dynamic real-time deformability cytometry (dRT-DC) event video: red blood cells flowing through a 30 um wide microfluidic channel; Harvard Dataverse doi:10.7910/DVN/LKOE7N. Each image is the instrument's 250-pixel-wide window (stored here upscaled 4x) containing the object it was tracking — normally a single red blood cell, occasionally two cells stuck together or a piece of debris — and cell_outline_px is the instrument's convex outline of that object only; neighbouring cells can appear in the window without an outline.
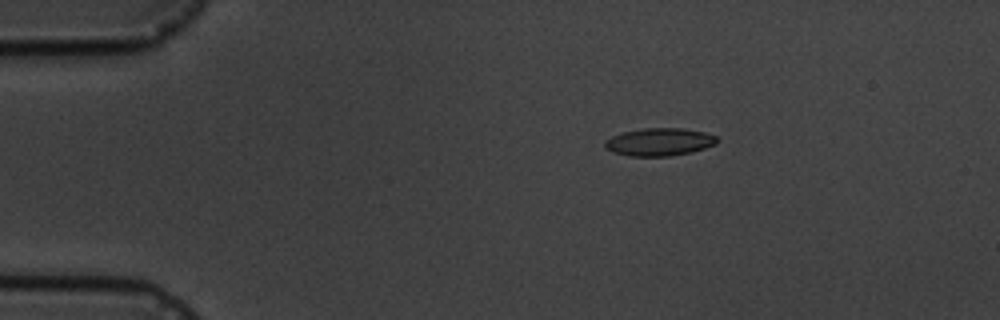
{"species": "common noctule bat (a hibernating species)", "species_latin": "Nyctalus noctula", "temperature_condition": "cold", "stored_images_in_passage": 6, "camera_frame_rate_fps": 3000, "um_per_image_px": 0.085, "animal": {"sex": "male", "body_mass_g": 19.5, "forearm_length_mm": 54.6}, "frame": {"image": 1, "passage_image": 3, "time_ms": 3.333, "image_size_px": [1000, 320], "cell_outline_px": [[720, 140], [716, 144], [692, 152], [668, 156], [628, 156], [612, 152], [604, 148], [604, 140], [612, 136], [624, 132], [644, 128], [680, 128], [704, 132], [716, 136]], "centroid_in_image_um": [56.03, 12.07], "position_along_channel_um": 29.0, "area_um2": 18.21}}
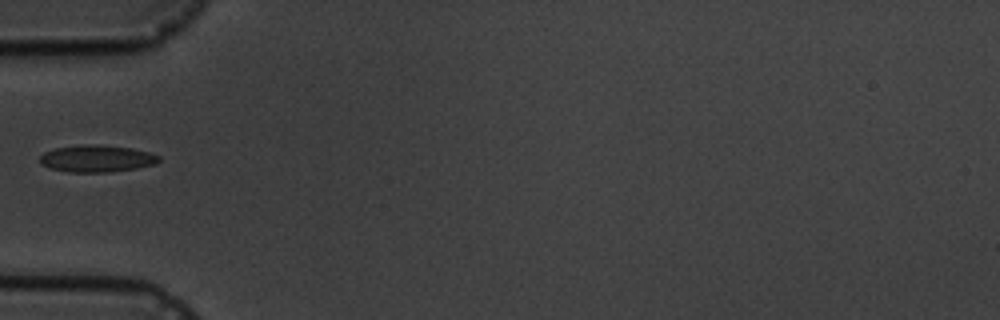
{"frame": {"image": 2, "passage_image": 5, "time_ms": 6.333, "image_size_px": [1000, 320], "cell_outline_px": [[160, 160], [156, 164], [136, 168], [108, 172], [68, 172], [52, 168], [40, 164], [40, 156], [44, 152], [56, 148], [84, 144], [100, 144], [132, 148], [148, 152], [160, 156]], "centroid_in_image_um": [8.24, 13.47], "position_along_channel_um": 76.8, "area_um2": 18.73}}
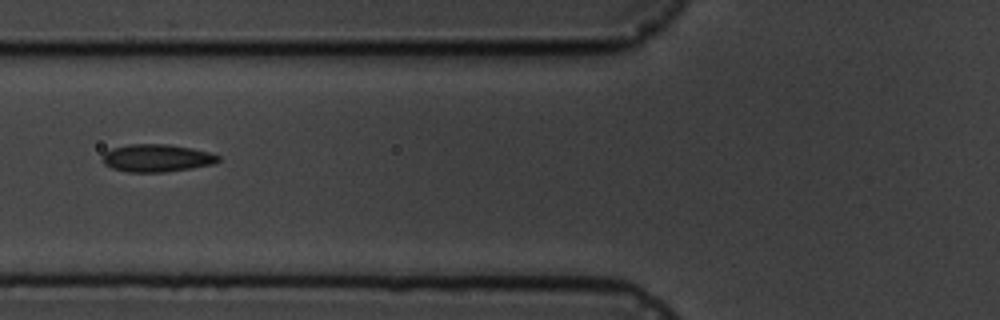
{"frame": {"image": 3, "passage_image": 6, "time_ms": 7.333, "image_size_px": [1000, 320], "cell_outline_px": [[220, 160], [216, 164], [192, 168], [164, 172], [128, 172], [112, 168], [104, 164], [104, 152], [112, 148], [132, 144], [168, 144], [192, 148], [208, 152], [220, 156]], "centroid_in_image_um": [13.36, 13.44], "position_along_channel_um": 112.4, "area_um2": 18.61}}